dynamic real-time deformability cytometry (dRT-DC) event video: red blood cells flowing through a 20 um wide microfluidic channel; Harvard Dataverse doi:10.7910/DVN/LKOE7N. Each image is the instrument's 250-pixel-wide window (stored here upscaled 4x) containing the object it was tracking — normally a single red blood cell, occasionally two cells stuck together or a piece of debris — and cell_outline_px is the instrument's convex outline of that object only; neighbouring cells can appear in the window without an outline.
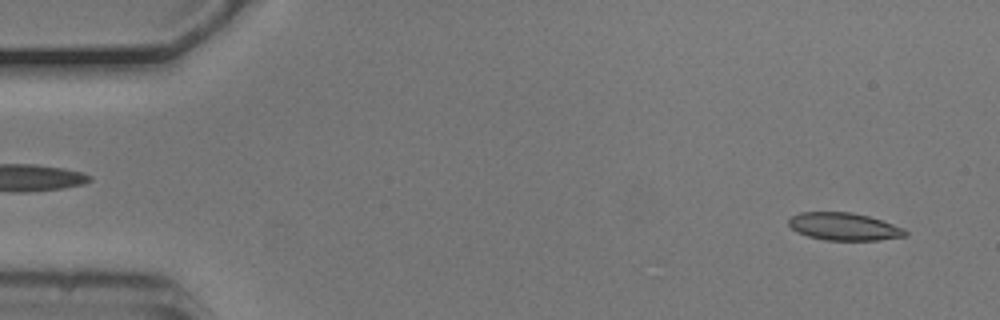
{"species": "common noctule bat (a hibernating species)", "species_latin": "Nyctalus noctula", "temperature_condition": "cold", "stored_images_in_passage": 9, "camera_frame_rate_fps": 3000, "um_per_image_px": 0.085, "animal": {"sex": "male", "body_mass_g": 20.5, "forearm_length_mm": 52.5}, "frame": {"image": 1, "passage_image": 3, "time_ms": 0.667, "image_size_px": [1000, 320], "cell_outline_px": [[908, 236], [880, 240], [824, 240], [808, 236], [796, 232], [788, 224], [788, 220], [792, 216], [800, 212], [852, 212], [868, 216], [904, 228], [908, 232]], "centroid_in_image_um": [71.74, 19.26], "position_along_channel_um": 13.3, "area_um2": 18.79}}